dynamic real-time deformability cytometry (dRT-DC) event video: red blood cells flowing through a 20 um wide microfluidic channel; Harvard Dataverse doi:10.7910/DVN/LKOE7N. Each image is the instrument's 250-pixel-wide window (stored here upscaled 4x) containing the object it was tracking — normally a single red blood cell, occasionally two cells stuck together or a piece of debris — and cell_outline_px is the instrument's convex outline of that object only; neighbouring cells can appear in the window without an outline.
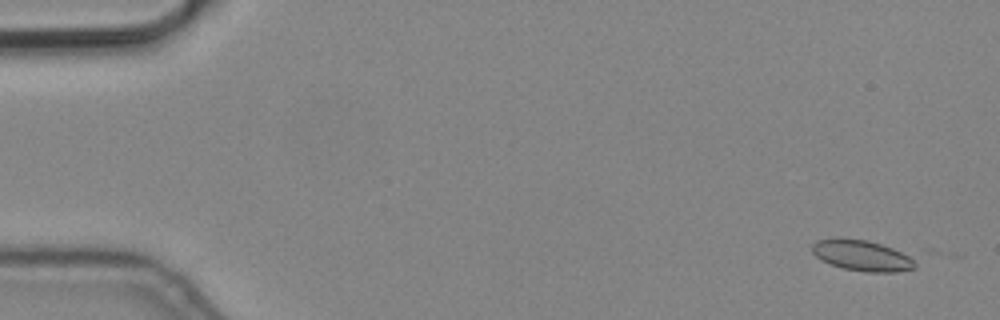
{"species": "common noctule bat (a hibernating species)", "species_latin": "Nyctalus noctula", "temperature_condition": "cold", "stored_images_in_passage": 4, "camera_frame_rate_fps": 3000, "um_per_image_px": 0.085, "animal": {"sex": "male", "body_mass_g": 19.2, "forearm_length_mm": 51.8}, "frame": {"image": 1, "passage_image": 1, "time_ms": 0.0, "image_size_px": [1000, 320], "cell_outline_px": [[920, 256], [916, 268], [896, 272], [868, 272], [844, 268], [820, 260], [812, 252], [812, 244], [816, 240], [868, 240]], "centroid_in_image_um": [73.46, 21.75], "position_along_channel_um": 11.5, "area_um2": 18.67}}